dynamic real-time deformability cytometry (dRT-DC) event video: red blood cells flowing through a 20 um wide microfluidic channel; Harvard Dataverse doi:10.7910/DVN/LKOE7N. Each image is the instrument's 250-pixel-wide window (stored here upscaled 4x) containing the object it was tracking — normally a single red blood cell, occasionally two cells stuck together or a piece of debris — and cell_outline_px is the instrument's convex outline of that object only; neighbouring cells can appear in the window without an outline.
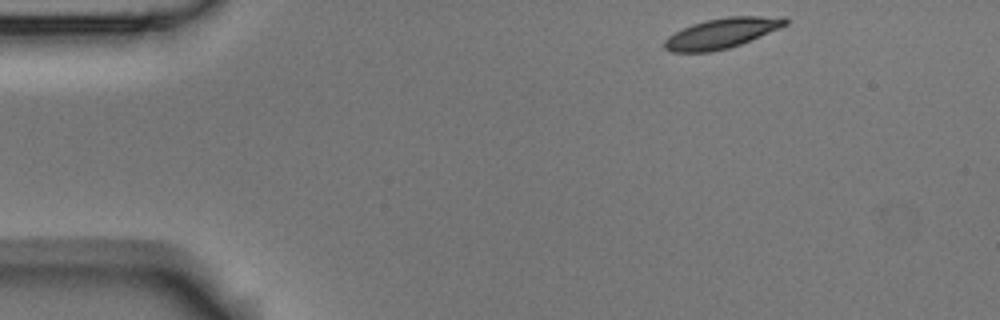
{"species": "Egyptian fruit bat (a non-hibernating species)", "species_latin": "Rousettus aegyptiacus", "temperature_condition": "room temperature", "stored_images_in_passage": 50, "camera_frame_rate_fps": 3000, "um_per_image_px": 0.085, "animal": {"sex": "male"}, "frame": {"image": 1, "passage_image": 1, "time_ms": 0.0, "image_size_px": [1000, 320], "cell_outline_px": [[788, 24], [740, 44], [728, 48], [712, 52], [672, 52], [664, 48], [664, 40], [668, 36], [692, 24], [704, 20], [728, 16], [784, 16], [788, 20]], "centroid_in_image_um": [61.34, 2.81], "position_along_channel_um": 23.7, "area_um2": 21.15}}
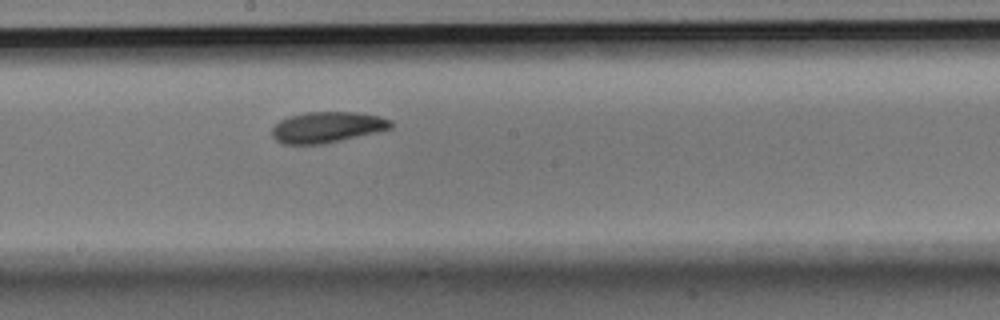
{"frame": {"image": 2, "passage_image": 24, "time_ms": 7.667, "image_size_px": [1000, 320], "cell_outline_px": [[392, 128], [376, 132], [324, 144], [284, 144], [276, 140], [272, 136], [272, 128], [280, 120], [288, 116], [308, 112], [356, 112], [380, 116], [392, 120]], "centroid_in_image_um": [27.81, 10.81], "position_along_channel_um": 220.4, "area_um2": 21.39}}
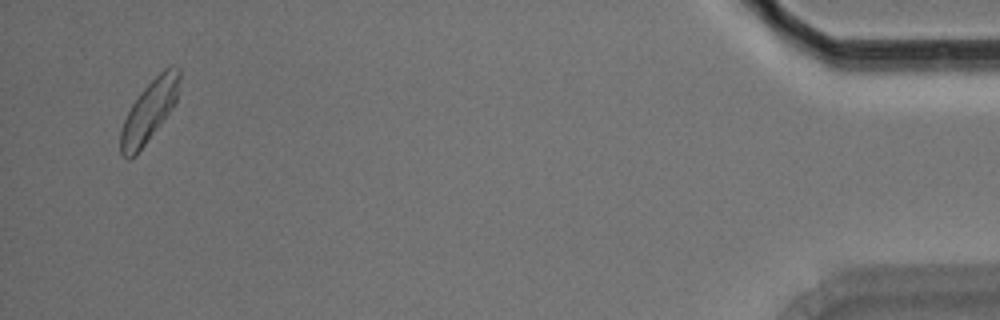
{"frame": {"image": 3, "passage_image": 48, "time_ms": 15.667, "image_size_px": [1000, 320], "cell_outline_px": [[180, 76], [176, 104], [144, 144], [128, 160], [120, 152], [120, 132], [124, 120], [132, 104], [140, 92], [164, 68], [172, 64], [180, 68]], "centroid_in_image_um": [12.71, 9.37], "position_along_channel_um": 422.5, "area_um2": 20.58}, "authors_computed_cell_mechanics": {"area_um2": 21.0392, "velocity_mm_per_s": 3.5355, "shape_relaxation_time_tau1_ms": 3.1365, "shape_relaxation_time_tau2_ms": null, "deformation_change_tau1": 0.0969, "deformation_change_tau2": null}}